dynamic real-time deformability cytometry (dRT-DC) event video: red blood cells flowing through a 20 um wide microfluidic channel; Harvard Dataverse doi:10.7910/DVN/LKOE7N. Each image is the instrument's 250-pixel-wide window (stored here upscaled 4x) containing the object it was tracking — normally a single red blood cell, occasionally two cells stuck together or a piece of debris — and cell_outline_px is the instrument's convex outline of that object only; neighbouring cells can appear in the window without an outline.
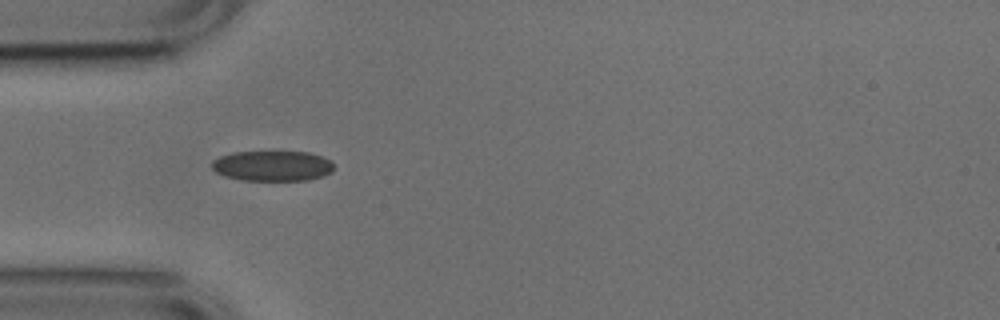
{"species": "common noctule bat (a hibernating species)", "species_latin": "Nyctalus noctula", "temperature_condition": "cold", "stored_images_in_passage": 38, "camera_frame_rate_fps": 3000, "um_per_image_px": 0.085, "animal": {"sex": "male", "body_mass_g": 17.9, "forearm_length_mm": 54.2}, "frame": {"image": 1, "passage_image": 1, "time_ms": 0.0, "image_size_px": [1000, 320], "cell_outline_px": [[332, 172], [308, 180], [240, 180], [224, 176], [216, 172], [212, 168], [212, 160], [220, 156], [232, 152], [272, 148], [276, 148], [308, 152], [332, 160]], "centroid_in_image_um": [23.12, 14.03], "position_along_channel_um": 61.9, "area_um2": 22.66}}
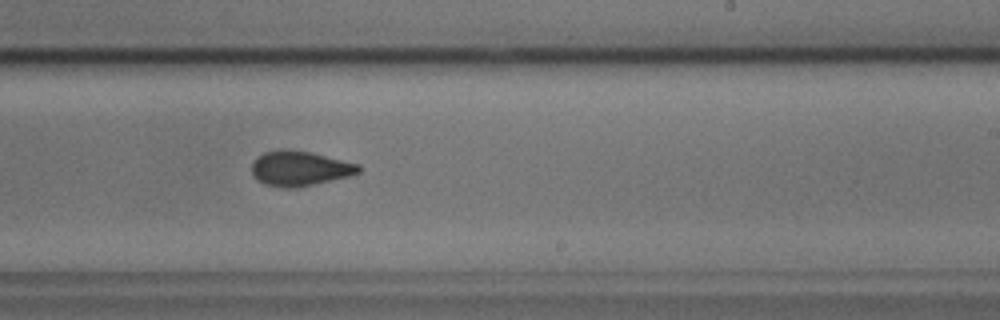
{"frame": {"image": 2, "passage_image": 17, "time_ms": 5.333, "image_size_px": [1000, 320], "cell_outline_px": [[360, 172], [352, 176], [296, 188], [284, 188], [264, 184], [256, 180], [252, 176], [252, 160], [256, 156], [264, 152], [284, 148], [308, 152], [360, 164]], "centroid_in_image_um": [25.44, 14.32], "position_along_channel_um": 263.6, "area_um2": 22.02}}
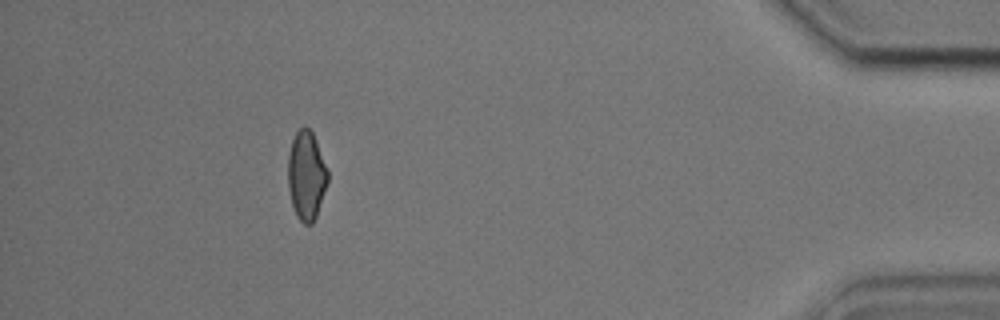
{"frame": {"image": 3, "passage_image": 33, "time_ms": 10.667, "image_size_px": [1000, 320], "cell_outline_px": [[328, 180], [316, 216], [312, 224], [304, 224], [296, 216], [292, 204], [288, 188], [288, 152], [292, 140], [296, 132], [300, 128], [308, 128], [312, 132], [316, 140], [328, 168]], "centroid_in_image_um": [26.04, 14.91], "position_along_channel_um": 409.2, "area_um2": 20.58}, "authors_computed_cell_mechanics": {"area_um2": 21.5594, "velocity_mm_per_s": 3.7859, "shape_relaxation_time_tau1_ms": 3.2942, "shape_relaxation_time_tau2_ms": 1.9944, "deformation_change_tau1": 0.0962, "deformation_change_tau2": 0.0793}}